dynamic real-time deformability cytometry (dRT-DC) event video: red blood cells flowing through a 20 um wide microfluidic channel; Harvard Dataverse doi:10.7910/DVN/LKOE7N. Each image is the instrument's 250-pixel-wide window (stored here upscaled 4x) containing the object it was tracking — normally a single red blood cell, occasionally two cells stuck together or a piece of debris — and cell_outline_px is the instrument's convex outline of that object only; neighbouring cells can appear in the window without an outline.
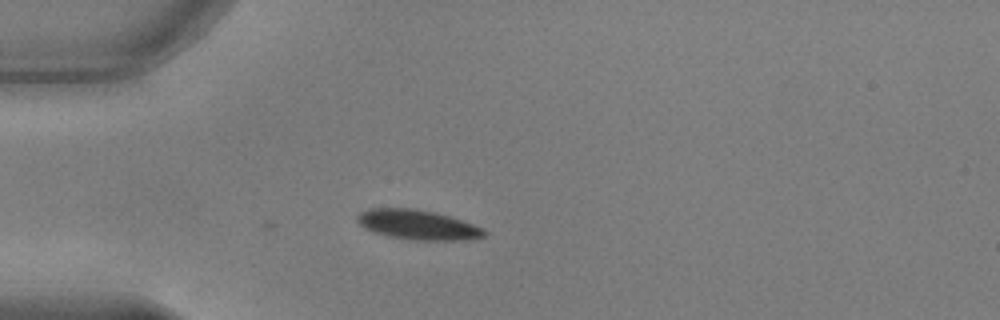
{"species": "common noctule bat (a hibernating species)", "species_latin": "Nyctalus noctula", "temperature_condition": "warm", "stored_images_in_passage": 36, "camera_frame_rate_fps": 3000, "um_per_image_px": 0.085, "animal": {"sex": "male", "body_mass_g": 17.9, "forearm_length_mm": 54.2}, "frame": {"image": 1, "passage_image": 2, "time_ms": 0.333, "image_size_px": [1000, 320], "cell_outline_px": [[488, 232], [484, 236], [464, 240], [416, 240], [388, 236], [372, 232], [364, 228], [356, 220], [356, 216], [360, 212], [368, 208], [412, 208], [436, 212], [484, 228]], "centroid_in_image_um": [35.47, 19.1], "position_along_channel_um": 49.5, "area_um2": 22.02}}
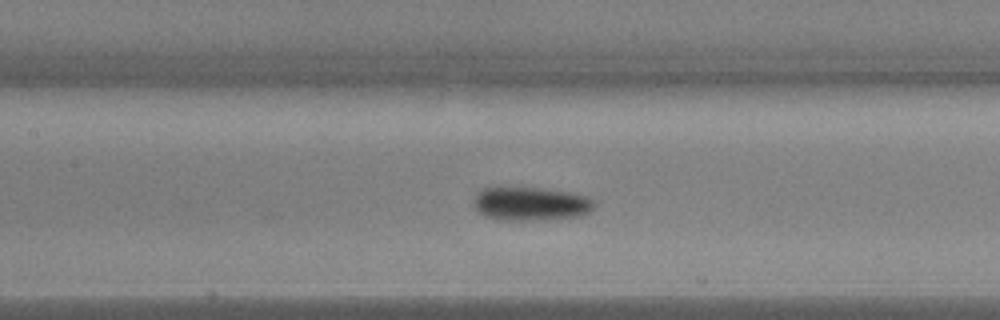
{"frame": {"image": 2, "passage_image": 12, "time_ms": 3.667, "image_size_px": [1000, 320], "cell_outline_px": [[596, 204], [588, 212], [580, 216], [532, 220], [508, 220], [484, 216], [476, 208], [476, 196], [484, 188], [544, 188], [572, 192], [588, 196]], "centroid_in_image_um": [45.19, 17.31], "position_along_channel_um": 162.2, "area_um2": 23.18}}
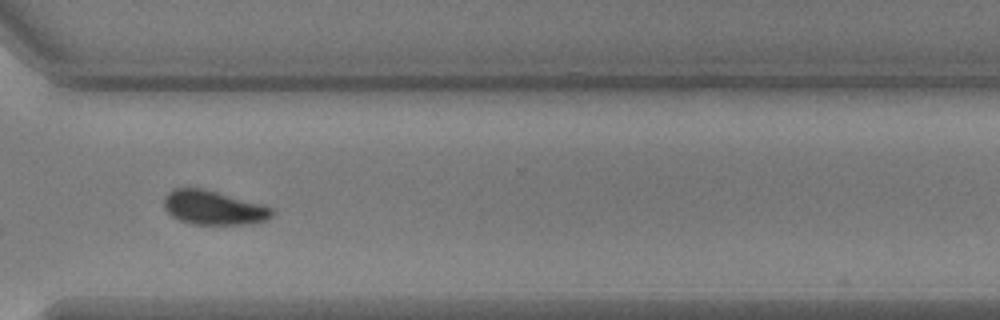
{"frame": {"image": 3, "passage_image": 27, "time_ms": 8.667, "image_size_px": [1000, 320], "cell_outline_px": [[276, 212], [268, 220], [248, 224], [192, 224], [180, 220], [172, 216], [164, 208], [164, 196], [172, 188], [200, 188], [264, 204], [272, 208]], "centroid_in_image_um": [18.17, 17.66], "position_along_channel_um": 352.4, "area_um2": 21.56}, "authors_computed_cell_mechanics": {"area_um2": 22.3975, "velocity_mm_per_s": 3.8039, "shape_relaxation_time_tau1_ms": 3.1082, "shape_relaxation_time_tau2_ms": null, "deformation_change_tau1": 0.1245, "deformation_change_tau2": null}}